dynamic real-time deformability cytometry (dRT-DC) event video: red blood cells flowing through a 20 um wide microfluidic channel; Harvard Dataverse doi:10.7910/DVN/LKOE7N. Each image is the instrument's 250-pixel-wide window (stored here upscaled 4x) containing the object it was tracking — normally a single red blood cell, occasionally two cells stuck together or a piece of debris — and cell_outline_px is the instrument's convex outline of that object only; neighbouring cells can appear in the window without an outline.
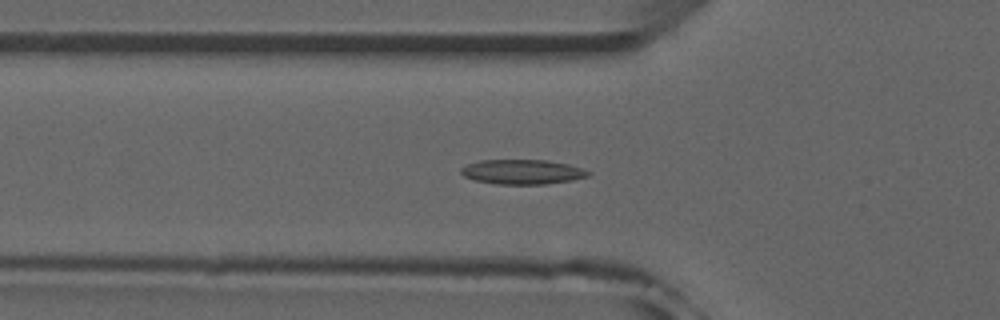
{"species": "common noctule bat (a hibernating species)", "species_latin": "Nyctalus noctula", "temperature_condition": "room temperature", "stored_images_in_passage": 52, "camera_frame_rate_fps": 3000, "um_per_image_px": 0.085, "animal": {"sex": "male", "forearm_length_mm": 52.5}, "frame": {"image": 1, "passage_image": 18, "time_ms": 5.667, "image_size_px": [1000, 320], "cell_outline_px": [[592, 172], [588, 176], [572, 180], [548, 184], [496, 184], [476, 180], [464, 176], [460, 172], [460, 168], [468, 164], [480, 160], [548, 160], [568, 164]], "centroid_in_image_um": [44.4, 14.61], "position_along_channel_um": 81.4, "area_um2": 18.26}}
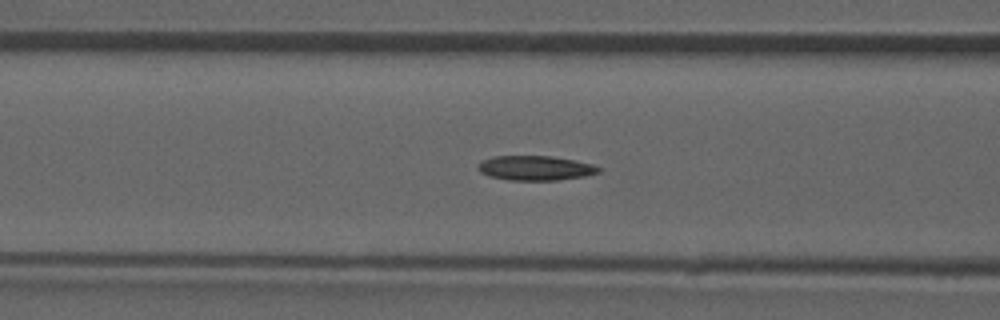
{"frame": {"image": 2, "passage_image": 21, "time_ms": 6.667, "image_size_px": [1000, 320], "cell_outline_px": [[600, 172], [584, 176], [556, 180], [508, 180], [488, 176], [480, 172], [476, 168], [476, 164], [480, 160], [492, 156], [552, 156], [576, 160], [592, 164], [600, 168]], "centroid_in_image_um": [45.43, 14.27], "position_along_channel_um": 121.2, "area_um2": 17.51}}
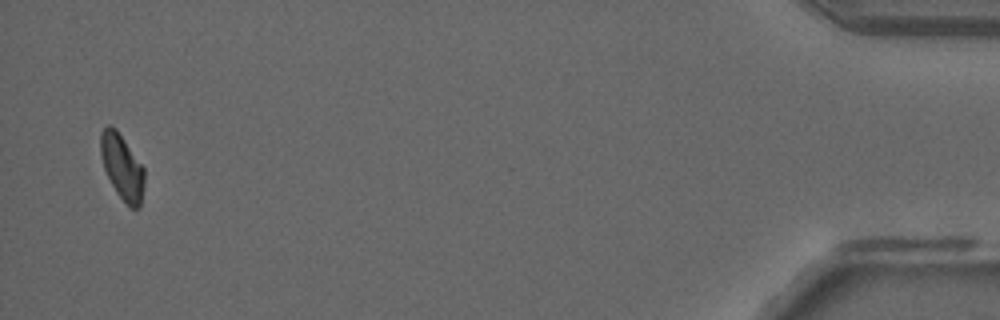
{"frame": {"image": 3, "passage_image": 51, "time_ms": 16.667, "image_size_px": [1000, 320], "cell_outline_px": [[144, 184], [140, 208], [132, 208], [116, 192], [104, 168], [100, 156], [100, 132], [108, 124], [116, 128], [144, 168]], "centroid_in_image_um": [10.37, 14.16], "position_along_channel_um": 424.8, "area_um2": 16.47}}